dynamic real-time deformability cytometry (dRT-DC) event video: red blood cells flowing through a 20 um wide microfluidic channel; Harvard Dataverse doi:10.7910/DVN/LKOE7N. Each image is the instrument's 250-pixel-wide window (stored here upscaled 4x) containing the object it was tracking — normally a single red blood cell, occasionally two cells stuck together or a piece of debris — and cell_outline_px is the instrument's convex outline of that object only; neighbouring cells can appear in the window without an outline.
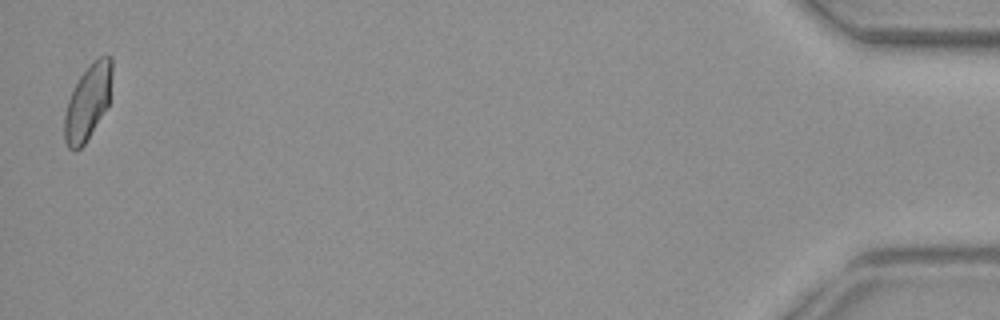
{"species": "common noctule bat (a hibernating species)", "species_latin": "Nyctalus noctula", "temperature_condition": "warm", "stored_images_in_passage": 55, "camera_frame_rate_fps": 3000, "um_per_image_px": 0.085, "animal": {"sex": "female", "body_mass_g": 29.2, "forearm_length_mm": 56.3}, "frame": {"image": 1, "passage_image": 55, "time_ms": 18.0, "image_size_px": [1000, 320], "cell_outline_px": [[112, 72], [108, 104], [84, 144], [76, 152], [72, 152], [68, 148], [64, 140], [64, 116], [68, 100], [80, 76], [100, 56], [112, 56]], "centroid_in_image_um": [7.44, 8.73], "position_along_channel_um": 427.8, "area_um2": 20.35}}